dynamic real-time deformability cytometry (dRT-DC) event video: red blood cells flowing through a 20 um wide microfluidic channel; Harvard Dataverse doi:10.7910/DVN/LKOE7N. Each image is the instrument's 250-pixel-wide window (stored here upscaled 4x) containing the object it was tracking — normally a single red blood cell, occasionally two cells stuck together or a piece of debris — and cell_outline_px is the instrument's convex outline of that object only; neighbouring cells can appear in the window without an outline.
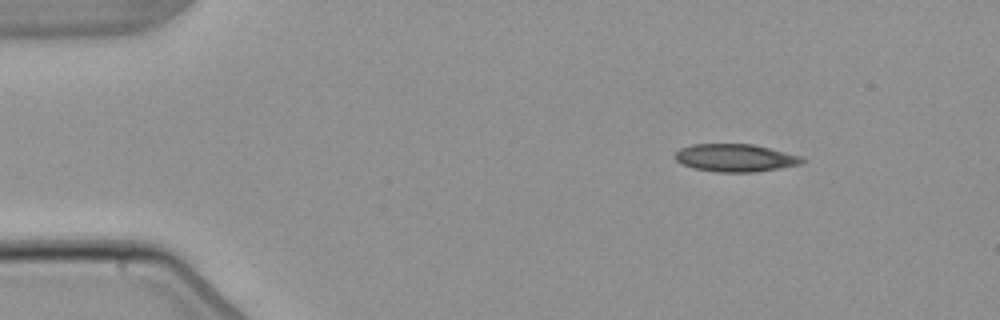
{"species": "common noctule bat (a hibernating species)", "species_latin": "Nyctalus noctula", "temperature_condition": "warm", "stored_images_in_passage": 3, "camera_frame_rate_fps": 3000, "um_per_image_px": 0.085, "animal": {"sex": "male", "body_mass_g": 21.5, "forearm_length_mm": 52.0}, "frame": {"image": 1, "passage_image": 1, "time_ms": 0.0, "image_size_px": [1000, 320], "cell_outline_px": [[808, 160], [800, 164], [756, 172], [716, 172], [692, 168], [680, 164], [676, 160], [676, 152], [680, 148], [692, 144], [752, 144], [804, 156]], "centroid_in_image_um": [62.52, 13.42], "position_along_channel_um": 22.5, "area_um2": 20.69}}
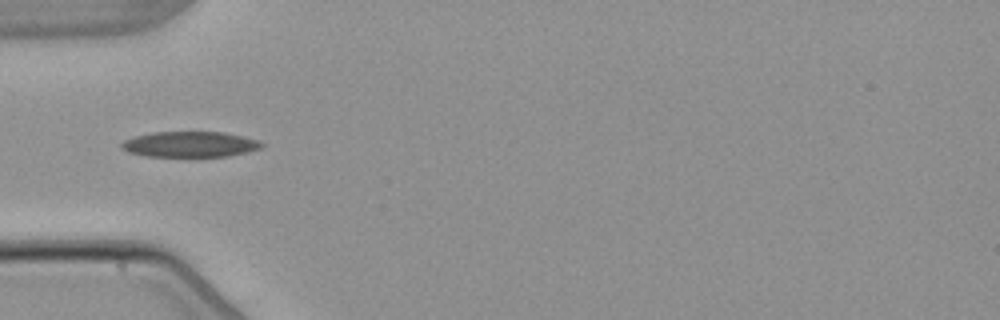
{"frame": {"image": 2, "passage_image": 3, "time_ms": 3.333, "image_size_px": [1000, 320], "cell_outline_px": [[264, 144], [260, 148], [248, 152], [228, 156], [148, 156], [128, 152], [120, 148], [120, 144], [124, 140], [136, 136], [152, 132], [220, 132], [240, 136], [256, 140]], "centroid_in_image_um": [16.1, 12.27], "position_along_channel_um": 68.9, "area_um2": 20.63}}